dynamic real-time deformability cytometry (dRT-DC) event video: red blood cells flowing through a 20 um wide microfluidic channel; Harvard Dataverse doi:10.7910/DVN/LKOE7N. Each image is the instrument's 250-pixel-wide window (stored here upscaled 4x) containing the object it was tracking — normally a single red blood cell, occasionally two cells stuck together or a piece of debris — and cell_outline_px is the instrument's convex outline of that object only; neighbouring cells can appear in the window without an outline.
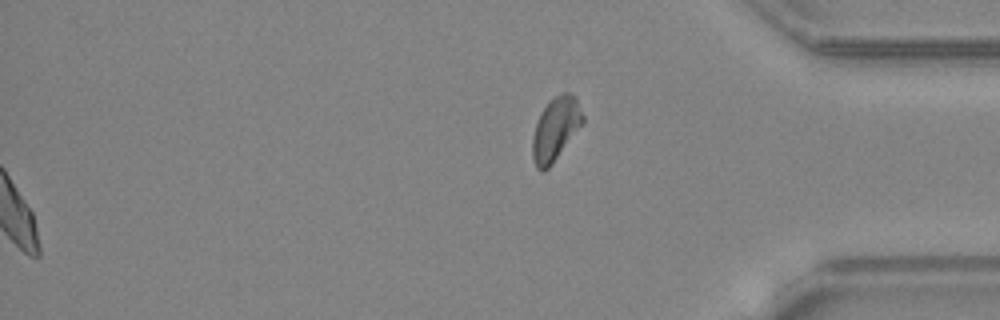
{"species": "common noctule bat (a hibernating species)", "species_latin": "Nyctalus noctula", "temperature_condition": "warm", "stored_images_in_passage": 49, "segment_of_instrument_passage": [2, 2], "camera_frame_rate_fps": 3000, "um_per_image_px": 0.085, "animal": {"sex": "female", "body_mass_g": 24.6, "forearm_length_mm": 56.2}, "frame": {"image": 1, "passage_image": 49, "time_ms": 16.0, "image_size_px": [1000, 320], "cell_outline_px": [[584, 120], [552, 164], [544, 172], [540, 172], [536, 168], [532, 156], [532, 136], [536, 124], [548, 100], [560, 92], [568, 92], [576, 96], [584, 116]], "centroid_in_image_um": [47.21, 10.95], "position_along_channel_um": 388.0, "area_um2": 18.44}}